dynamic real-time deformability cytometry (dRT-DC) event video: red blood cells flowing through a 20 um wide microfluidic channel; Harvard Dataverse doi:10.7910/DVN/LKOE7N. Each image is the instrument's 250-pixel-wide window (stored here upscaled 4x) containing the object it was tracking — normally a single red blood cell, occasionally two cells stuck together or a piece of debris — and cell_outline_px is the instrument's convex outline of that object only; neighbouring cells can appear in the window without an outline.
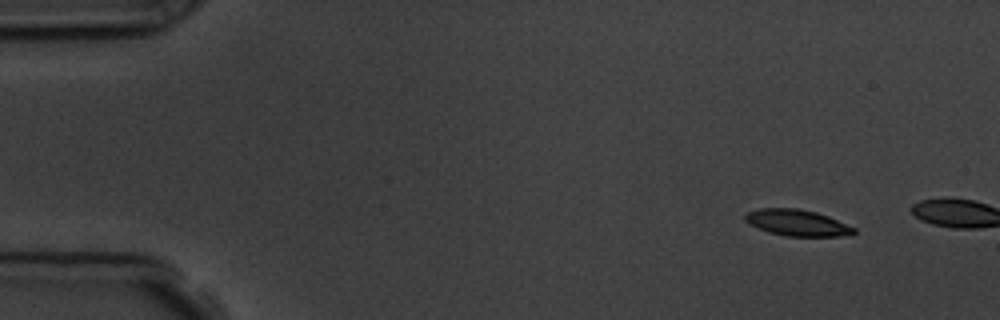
{"species": "common noctule bat (a hibernating species)", "species_latin": "Nyctalus noctula", "temperature_condition": "room temperature", "stored_images_in_passage": 3, "camera_frame_rate_fps": 3000, "um_per_image_px": 0.085, "animal": {"sex": "male", "body_mass_g": 19.5, "forearm_length_mm": 54.6}, "frame": {"image": 1, "passage_image": 1, "time_ms": 0.0, "image_size_px": [1000, 320], "cell_outline_px": [[856, 232], [852, 236], [784, 236], [768, 232], [748, 224], [744, 220], [744, 216], [748, 212], [760, 208], [796, 208], [816, 212], [828, 216], [856, 228]], "centroid_in_image_um": [67.77, 18.94], "position_along_channel_um": 17.2, "area_um2": 16.82}}